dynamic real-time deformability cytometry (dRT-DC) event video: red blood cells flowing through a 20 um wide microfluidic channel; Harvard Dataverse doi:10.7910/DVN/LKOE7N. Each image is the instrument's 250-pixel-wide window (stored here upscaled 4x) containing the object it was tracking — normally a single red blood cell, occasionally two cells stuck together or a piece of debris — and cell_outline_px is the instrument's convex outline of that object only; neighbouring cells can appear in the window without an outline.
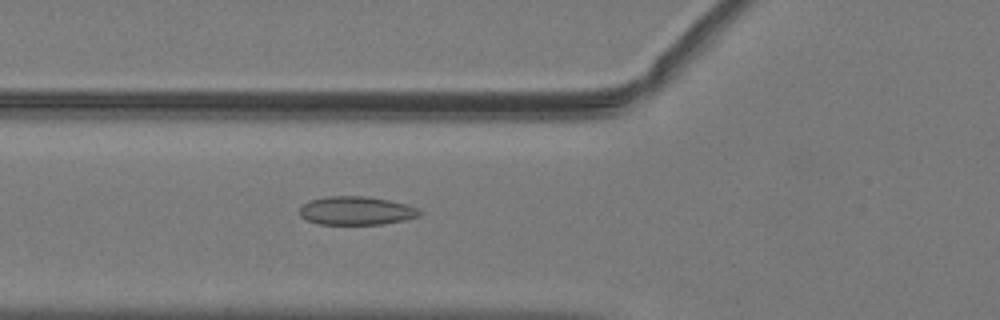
{"species": "common noctule bat (a hibernating species)", "species_latin": "Nyctalus noctula", "temperature_condition": "warm", "stored_images_in_passage": 41, "camera_frame_rate_fps": 3000, "um_per_image_px": 0.085, "animal": {"sex": "male", "body_mass_g": 19.2, "forearm_length_mm": 51.8}, "frame": {"image": 1, "passage_image": 9, "time_ms": 2.667, "image_size_px": [1000, 320], "cell_outline_px": [[424, 212], [420, 216], [404, 220], [384, 224], [320, 224], [308, 220], [300, 216], [300, 208], [304, 204], [312, 200], [328, 196], [364, 196], [388, 200], [404, 204], [416, 208]], "centroid_in_image_um": [30.31, 17.91], "position_along_channel_um": 95.5, "area_um2": 19.71}}
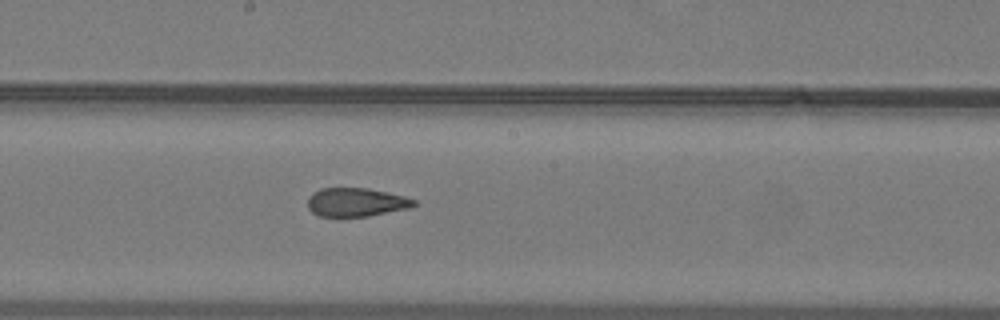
{"frame": {"image": 2, "passage_image": 18, "time_ms": 5.667, "image_size_px": [1000, 320], "cell_outline_px": [[416, 204], [412, 208], [368, 216], [320, 216], [312, 212], [308, 208], [308, 196], [312, 192], [320, 188], [364, 188], [404, 196], [416, 200]], "centroid_in_image_um": [30.26, 17.19], "position_along_channel_um": 217.9, "area_um2": 17.69}}
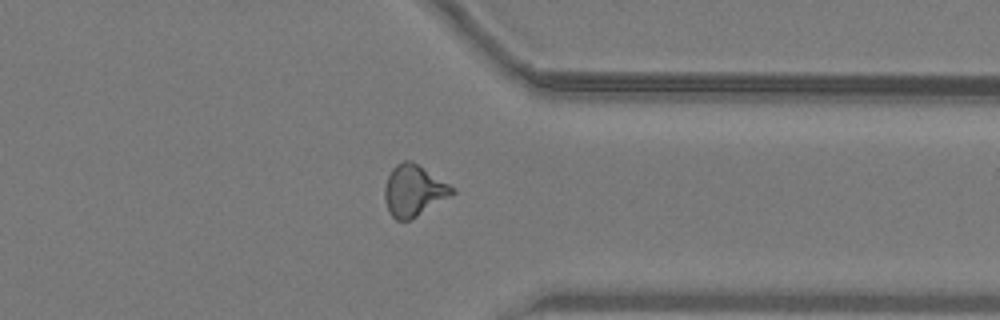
{"frame": {"image": 3, "passage_image": 30, "time_ms": 9.667, "image_size_px": [1000, 320], "cell_outline_px": [[456, 192], [416, 216], [408, 220], [396, 220], [388, 212], [384, 200], [384, 188], [388, 176], [392, 168], [396, 164], [404, 160], [412, 160], [456, 188]], "centroid_in_image_um": [35.14, 16.18], "position_along_channel_um": 376.3, "area_um2": 20.11}, "authors_computed_cell_mechanics": {"area_um2": 18.9006, "velocity_mm_per_s": 4.0562, "shape_relaxation_time_tau1_ms": null, "shape_relaxation_time_tau2_ms": 2.0263, "deformation_change_tau1": null, "deformation_change_tau2": 0.0932}}